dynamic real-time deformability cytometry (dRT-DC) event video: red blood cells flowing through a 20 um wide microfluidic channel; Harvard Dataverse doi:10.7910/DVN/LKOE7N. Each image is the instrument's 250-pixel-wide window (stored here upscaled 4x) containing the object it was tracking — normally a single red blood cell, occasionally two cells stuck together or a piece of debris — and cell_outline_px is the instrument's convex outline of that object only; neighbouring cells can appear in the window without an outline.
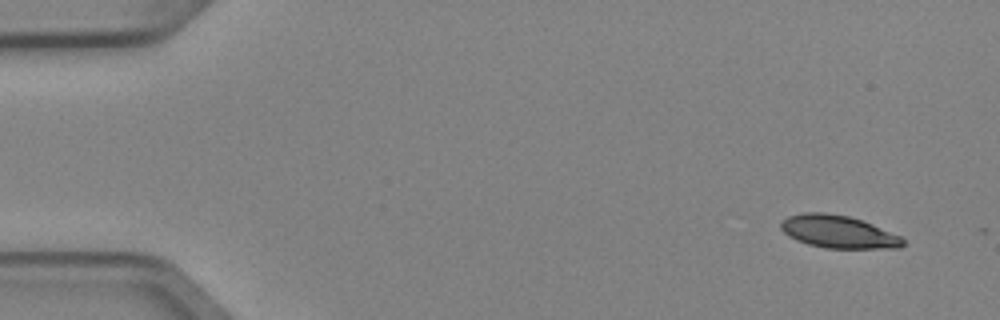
{"species": "Egyptian fruit bat (a non-hibernating species)", "species_latin": "Rousettus aegyptiacus", "temperature_condition": "cold", "stored_images_in_passage": 4, "camera_frame_rate_fps": 3000, "um_per_image_px": 0.085, "animal": {"sex": "female"}, "frame": {"image": 1, "passage_image": 1, "time_ms": 0.0, "image_size_px": [1000, 320], "cell_outline_px": [[904, 244], [900, 248], [824, 248], [808, 244], [796, 240], [788, 236], [780, 228], [780, 224], [788, 216], [804, 212], [824, 212], [848, 216], [872, 224], [900, 236], [904, 240]], "centroid_in_image_um": [71.23, 19.7], "position_along_channel_um": 13.8, "area_um2": 23.12}}